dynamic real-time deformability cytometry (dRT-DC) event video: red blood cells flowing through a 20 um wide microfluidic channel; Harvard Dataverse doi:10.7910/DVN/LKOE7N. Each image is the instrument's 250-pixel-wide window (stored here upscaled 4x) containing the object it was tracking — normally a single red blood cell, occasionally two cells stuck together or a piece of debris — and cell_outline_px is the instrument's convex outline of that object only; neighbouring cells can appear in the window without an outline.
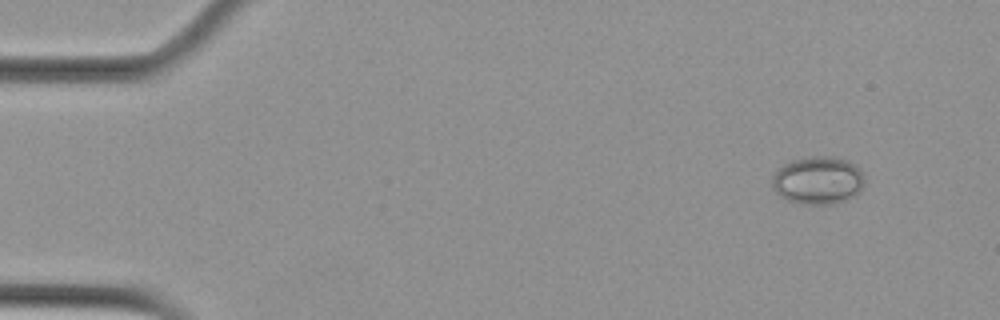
{"species": "Egyptian fruit bat (a non-hibernating species)", "species_latin": "Rousettus aegyptiacus", "temperature_condition": "cold", "stored_images_in_passage": 53, "camera_frame_rate_fps": 3000, "um_per_image_px": 0.085, "animal": {"sex": "female"}, "frame": {"image": 1, "passage_image": 1, "time_ms": 0.0, "image_size_px": [1000, 320], "cell_outline_px": [[864, 184], [860, 192], [836, 204], [800, 204], [788, 200], [780, 196], [772, 188], [772, 176], [784, 164], [792, 160], [812, 156], [832, 156], [848, 160], [864, 176]], "centroid_in_image_um": [69.51, 15.34], "position_along_channel_um": 15.5, "area_um2": 25.72}}
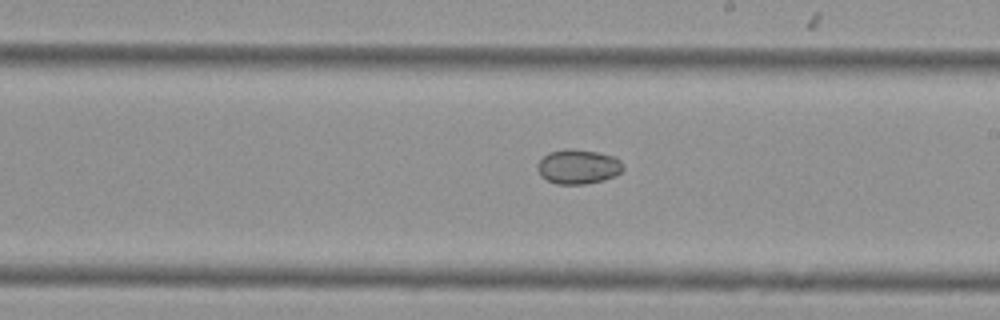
{"frame": {"image": 2, "passage_image": 29, "time_ms": 9.333, "image_size_px": [1000, 320], "cell_outline_px": [[624, 168], [620, 172], [604, 180], [584, 184], [556, 184], [540, 176], [536, 168], [536, 164], [548, 152], [564, 148], [572, 148], [596, 152], [616, 156], [620, 160]], "centroid_in_image_um": [49.11, 14.15], "position_along_channel_um": 239.9, "area_um2": 17.4}}
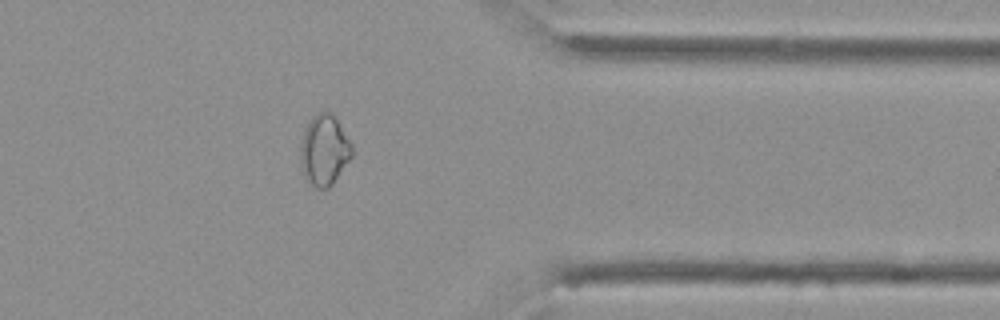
{"frame": {"image": 3, "passage_image": 42, "time_ms": 13.667, "image_size_px": [1000, 320], "cell_outline_px": [[352, 156], [332, 184], [328, 188], [316, 188], [308, 184], [304, 176], [300, 160], [300, 144], [304, 132], [312, 116], [316, 112], [332, 112], [352, 144]], "centroid_in_image_um": [27.55, 12.77], "position_along_channel_um": 383.9, "area_um2": 21.15}}